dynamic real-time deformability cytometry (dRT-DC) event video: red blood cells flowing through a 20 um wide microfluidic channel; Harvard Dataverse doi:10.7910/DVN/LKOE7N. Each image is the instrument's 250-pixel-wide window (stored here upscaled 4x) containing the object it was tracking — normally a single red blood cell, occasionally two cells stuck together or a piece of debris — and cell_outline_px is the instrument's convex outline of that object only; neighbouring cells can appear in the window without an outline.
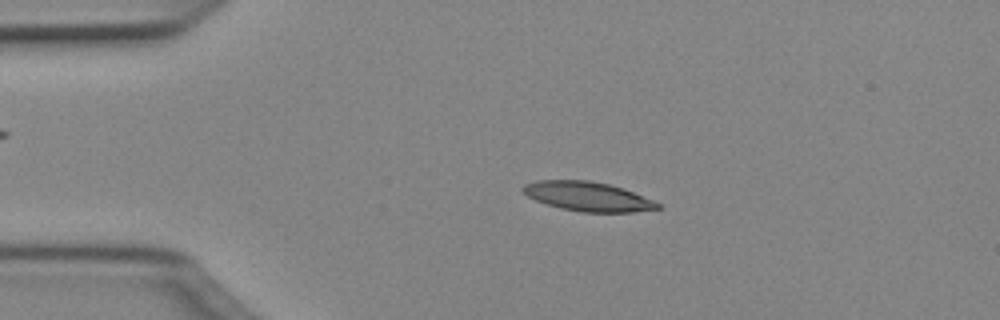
{"species": "Egyptian fruit bat (a non-hibernating species)", "species_latin": "Rousettus aegyptiacus", "temperature_condition": "cold", "stored_images_in_passage": 49, "camera_frame_rate_fps": 3000, "um_per_image_px": 0.085, "animal": {"sex": "female"}, "frame": {"image": 1, "passage_image": 10, "time_ms": 3.0, "image_size_px": [1000, 320], "cell_outline_px": [[660, 208], [632, 212], [584, 212], [560, 208], [536, 200], [528, 196], [520, 188], [524, 184], [536, 180], [588, 180], [608, 184], [624, 188], [652, 200], [660, 204]], "centroid_in_image_um": [49.94, 16.69], "position_along_channel_um": 35.1, "area_um2": 22.83}}
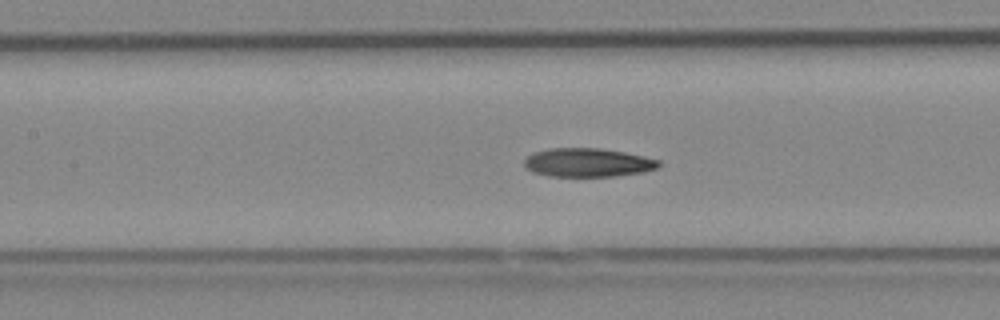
{"frame": {"image": 2, "passage_image": 22, "time_ms": 7.0, "image_size_px": [1000, 320], "cell_outline_px": [[660, 164], [656, 168], [644, 172], [616, 176], [548, 176], [532, 172], [524, 164], [524, 160], [532, 152], [548, 148], [600, 148], [624, 152], [644, 156], [660, 160]], "centroid_in_image_um": [49.95, 13.81], "position_along_channel_um": 157.4, "area_um2": 22.54}}
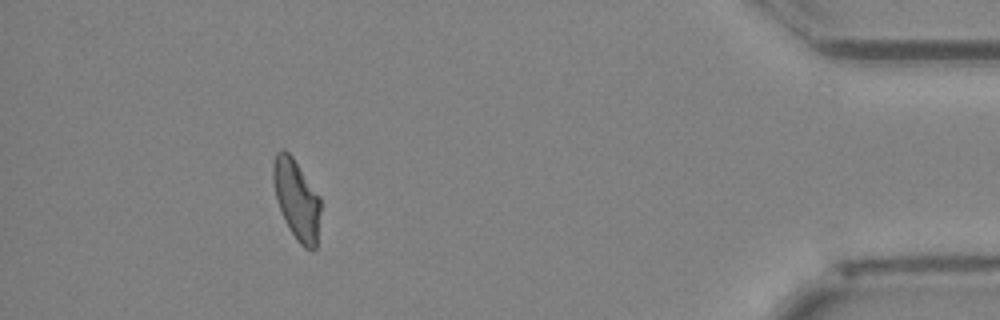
{"frame": {"image": 3, "passage_image": 45, "time_ms": 14.667, "image_size_px": [1000, 320], "cell_outline_px": [[320, 212], [316, 248], [312, 252], [304, 248], [296, 240], [288, 228], [284, 220], [276, 200], [272, 180], [272, 164], [276, 152], [280, 148], [284, 148], [292, 156], [320, 196]], "centroid_in_image_um": [25.19, 16.95], "position_along_channel_um": 410.0, "area_um2": 22.48}}